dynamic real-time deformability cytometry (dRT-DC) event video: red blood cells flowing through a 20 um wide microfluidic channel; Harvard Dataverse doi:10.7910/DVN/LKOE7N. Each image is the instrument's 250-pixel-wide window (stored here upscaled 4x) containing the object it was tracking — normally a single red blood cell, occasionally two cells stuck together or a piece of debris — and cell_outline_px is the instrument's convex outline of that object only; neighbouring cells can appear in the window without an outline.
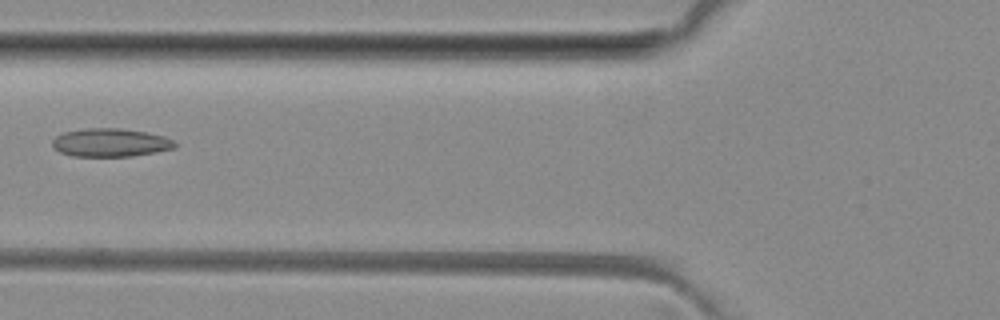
{"species": "common noctule bat (a hibernating species)", "species_latin": "Nyctalus noctula", "temperature_condition": "room temperature", "stored_images_in_passage": 6, "camera_frame_rate_fps": 3000, "um_per_image_px": 0.085, "animal": {"sex": "female", "body_mass_g": 29.2, "forearm_length_mm": 56.3}, "frame": {"image": 1, "passage_image": 6, "time_ms": 5.667, "image_size_px": [1000, 320], "cell_outline_px": [[176, 148], [156, 152], [132, 156], [72, 156], [60, 152], [52, 148], [52, 140], [56, 136], [64, 132], [84, 128], [120, 128], [144, 132], [164, 136], [172, 140], [176, 144]], "centroid_in_image_um": [9.36, 12.12], "position_along_channel_um": 116.4, "area_um2": 20.23}}